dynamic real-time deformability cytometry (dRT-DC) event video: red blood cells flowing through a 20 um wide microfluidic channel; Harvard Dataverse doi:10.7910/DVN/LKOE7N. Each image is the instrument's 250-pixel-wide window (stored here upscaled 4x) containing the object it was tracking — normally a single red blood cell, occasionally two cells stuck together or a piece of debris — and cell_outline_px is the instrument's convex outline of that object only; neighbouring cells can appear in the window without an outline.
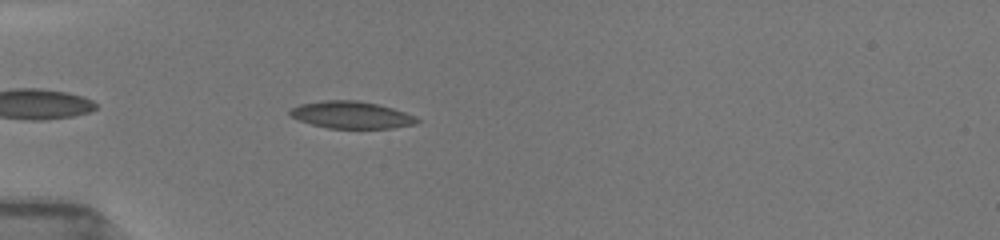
{"species": "common noctule bat (a hibernating species)", "species_latin": "Nyctalus noctula", "temperature_condition": "room temperature", "stored_images_in_passage": 40, "camera_frame_rate_fps": 3000, "um_per_image_px": 0.085, "animal": {"sex": "female", "body_mass_g": 19.5, "forearm_length_mm": 54.1}, "frame": {"image": 1, "passage_image": 4, "time_ms": 1.0, "image_size_px": [1000, 240], "cell_outline_px": [[420, 120], [416, 124], [392, 128], [328, 128], [312, 124], [300, 120], [292, 116], [288, 112], [292, 108], [300, 104], [324, 100], [356, 100], [376, 104], [392, 108], [416, 116]], "centroid_in_image_um": [29.89, 9.77], "position_along_channel_um": 55.1, "area_um2": 19.88}}
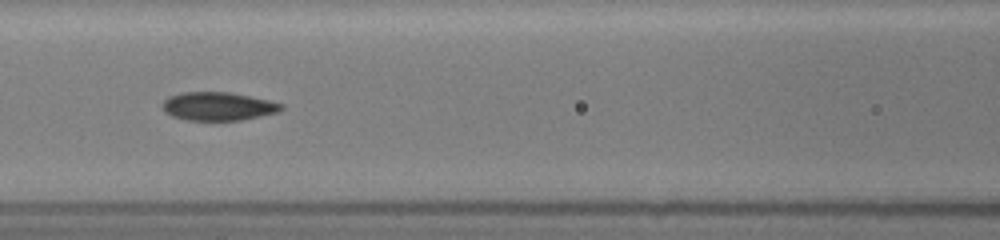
{"frame": {"image": 2, "passage_image": 13, "time_ms": 3.667, "image_size_px": [1000, 240], "cell_outline_px": [[284, 108], [280, 112], [240, 120], [184, 120], [172, 116], [164, 112], [160, 104], [168, 96], [184, 92], [228, 92], [268, 100], [284, 104]], "centroid_in_image_um": [18.51, 9.04], "position_along_channel_um": 148.1, "area_um2": 19.77}}
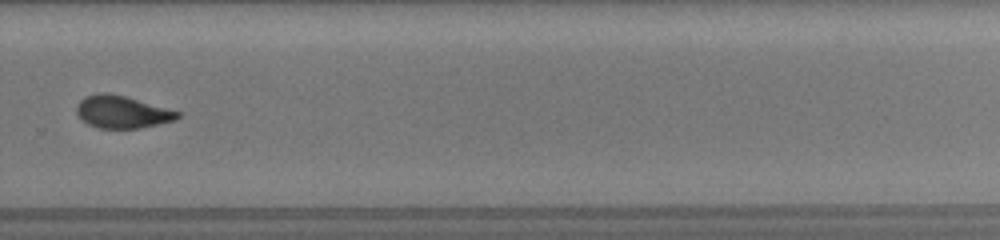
{"frame": {"image": 3, "passage_image": 28, "time_ms": 8.0, "image_size_px": [1000, 240], "cell_outline_px": [[184, 112], [176, 120], [140, 128], [100, 128], [88, 124], [76, 112], [76, 104], [84, 96], [100, 92], [108, 92], [124, 96]], "centroid_in_image_um": [10.41, 9.5], "position_along_channel_um": 319.4, "area_um2": 19.19}, "authors_computed_cell_mechanics": {"area_um2": 19.8254, "velocity_mm_per_s": 3.9705, "shape_relaxation_time_tau1_ms": 4.6295, "shape_relaxation_time_tau2_ms": 2.0518, "deformation_change_tau1": 0.1499, "deformation_change_tau2": 0.0564}}